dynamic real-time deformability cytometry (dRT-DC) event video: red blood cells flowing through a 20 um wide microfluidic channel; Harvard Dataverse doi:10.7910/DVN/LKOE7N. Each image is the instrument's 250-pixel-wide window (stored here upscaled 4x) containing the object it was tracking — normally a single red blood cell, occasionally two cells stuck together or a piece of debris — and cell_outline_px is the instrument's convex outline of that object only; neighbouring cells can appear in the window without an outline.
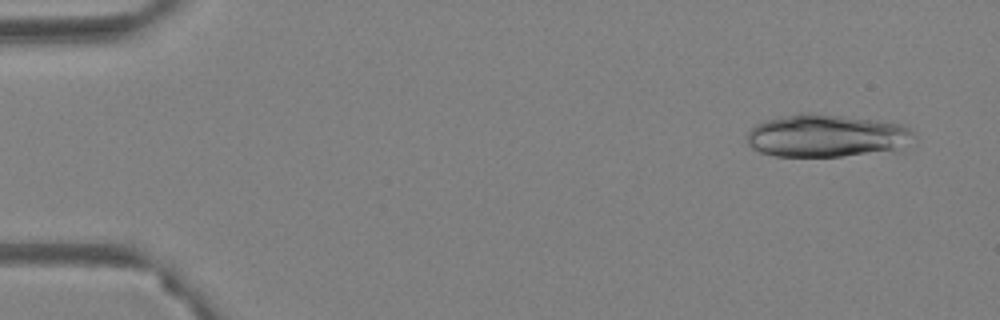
{"species": "Egyptian fruit bat (a non-hibernating species)", "species_latin": "Rousettus aegyptiacus", "temperature_condition": "warm", "stored_images_in_passage": 19, "camera_frame_rate_fps": 3000, "um_per_image_px": 0.085, "animal": {"sex": "female"}, "frame": {"image": 1, "passage_image": 4, "time_ms": 1.0, "image_size_px": [1000, 320], "cell_outline_px": [[916, 136], [900, 152], [840, 156], [776, 156], [760, 152], [752, 148], [748, 144], [748, 132], [756, 124], [768, 120], [800, 112], [812, 112], [844, 116], [900, 124], [908, 128]], "centroid_in_image_um": [70.32, 11.56], "position_along_channel_um": 14.7, "area_um2": 41.91}}